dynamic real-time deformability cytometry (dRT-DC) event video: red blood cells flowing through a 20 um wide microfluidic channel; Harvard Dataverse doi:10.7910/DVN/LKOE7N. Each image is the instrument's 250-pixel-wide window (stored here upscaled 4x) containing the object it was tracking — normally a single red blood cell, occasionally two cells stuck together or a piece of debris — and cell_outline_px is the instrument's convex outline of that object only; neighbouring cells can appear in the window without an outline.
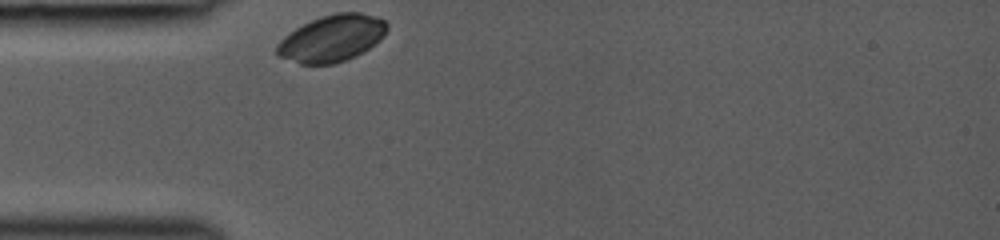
{"species": "common noctule bat (a hibernating species)", "species_latin": "Nyctalus noctula", "temperature_condition": "room temperature", "stored_images_in_passage": 14, "segment_of_instrument_passage": [1, 2], "camera_frame_rate_fps": 3000, "um_per_image_px": 0.085, "animal": {"sex": "female", "body_mass_g": 19.0, "forearm_length_mm": 53.3}, "frame": {"image": 1, "passage_image": 1, "time_ms": 0.0, "image_size_px": [1000, 240], "cell_outline_px": [[388, 28], [384, 36], [380, 40], [356, 56], [332, 64], [300, 64], [276, 56], [276, 44], [284, 36], [296, 28], [320, 16], [336, 12], [360, 12], [376, 16], [384, 20], [388, 24]], "centroid_in_image_um": [28.2, 3.25], "position_along_channel_um": 56.8, "area_um2": 30.06}}
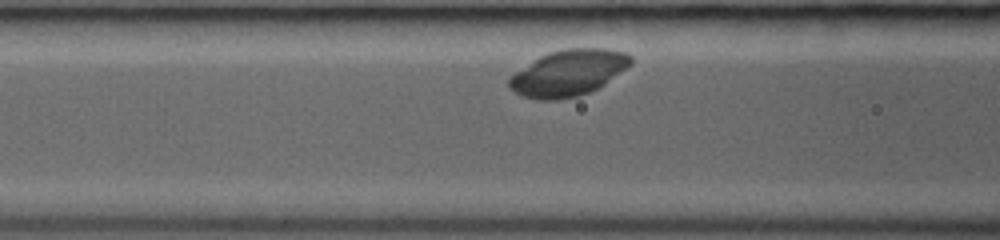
{"frame": {"image": 2, "passage_image": 6, "time_ms": 1.667, "image_size_px": [1000, 240], "cell_outline_px": [[632, 64], [604, 84], [588, 92], [576, 96], [560, 100], [536, 100], [524, 96], [508, 88], [508, 80], [516, 72], [540, 56], [548, 52], [564, 48], [608, 48], [624, 52], [632, 56]], "centroid_in_image_um": [48.32, 6.19], "position_along_channel_um": 118.3, "area_um2": 32.54}}